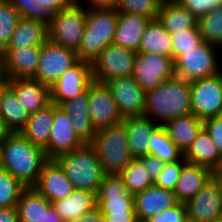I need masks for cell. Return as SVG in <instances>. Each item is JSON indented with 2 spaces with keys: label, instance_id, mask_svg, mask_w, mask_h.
I'll use <instances>...</instances> for the list:
<instances>
[{
  "label": "cell",
  "instance_id": "cell-1",
  "mask_svg": "<svg viewBox=\"0 0 222 222\" xmlns=\"http://www.w3.org/2000/svg\"><path fill=\"white\" fill-rule=\"evenodd\" d=\"M1 168L7 170L25 187H33L44 164L49 160L45 151L31 143L20 132H13L0 145Z\"/></svg>",
  "mask_w": 222,
  "mask_h": 222
},
{
  "label": "cell",
  "instance_id": "cell-2",
  "mask_svg": "<svg viewBox=\"0 0 222 222\" xmlns=\"http://www.w3.org/2000/svg\"><path fill=\"white\" fill-rule=\"evenodd\" d=\"M192 113L190 82L174 76L145 92L144 115L158 125Z\"/></svg>",
  "mask_w": 222,
  "mask_h": 222
},
{
  "label": "cell",
  "instance_id": "cell-3",
  "mask_svg": "<svg viewBox=\"0 0 222 222\" xmlns=\"http://www.w3.org/2000/svg\"><path fill=\"white\" fill-rule=\"evenodd\" d=\"M90 145L106 174H120L134 159L128 146L126 125L123 121L98 129Z\"/></svg>",
  "mask_w": 222,
  "mask_h": 222
},
{
  "label": "cell",
  "instance_id": "cell-4",
  "mask_svg": "<svg viewBox=\"0 0 222 222\" xmlns=\"http://www.w3.org/2000/svg\"><path fill=\"white\" fill-rule=\"evenodd\" d=\"M119 12L115 8L88 9L86 24L77 52L79 59L92 63L114 41Z\"/></svg>",
  "mask_w": 222,
  "mask_h": 222
},
{
  "label": "cell",
  "instance_id": "cell-5",
  "mask_svg": "<svg viewBox=\"0 0 222 222\" xmlns=\"http://www.w3.org/2000/svg\"><path fill=\"white\" fill-rule=\"evenodd\" d=\"M55 160L62 167L74 188L97 193L106 173L90 144H84L80 148L64 153Z\"/></svg>",
  "mask_w": 222,
  "mask_h": 222
},
{
  "label": "cell",
  "instance_id": "cell-6",
  "mask_svg": "<svg viewBox=\"0 0 222 222\" xmlns=\"http://www.w3.org/2000/svg\"><path fill=\"white\" fill-rule=\"evenodd\" d=\"M82 5L84 4L77 0L73 5L53 15L52 22L48 26V39L50 41L78 52L88 10Z\"/></svg>",
  "mask_w": 222,
  "mask_h": 222
},
{
  "label": "cell",
  "instance_id": "cell-7",
  "mask_svg": "<svg viewBox=\"0 0 222 222\" xmlns=\"http://www.w3.org/2000/svg\"><path fill=\"white\" fill-rule=\"evenodd\" d=\"M216 48L202 41L194 49L183 50L173 61L175 76L191 82L220 73L222 68L217 61Z\"/></svg>",
  "mask_w": 222,
  "mask_h": 222
},
{
  "label": "cell",
  "instance_id": "cell-8",
  "mask_svg": "<svg viewBox=\"0 0 222 222\" xmlns=\"http://www.w3.org/2000/svg\"><path fill=\"white\" fill-rule=\"evenodd\" d=\"M137 52L111 43L91 63L93 80L106 83L132 75Z\"/></svg>",
  "mask_w": 222,
  "mask_h": 222
},
{
  "label": "cell",
  "instance_id": "cell-9",
  "mask_svg": "<svg viewBox=\"0 0 222 222\" xmlns=\"http://www.w3.org/2000/svg\"><path fill=\"white\" fill-rule=\"evenodd\" d=\"M192 113L202 121L222 115V71L190 82Z\"/></svg>",
  "mask_w": 222,
  "mask_h": 222
},
{
  "label": "cell",
  "instance_id": "cell-10",
  "mask_svg": "<svg viewBox=\"0 0 222 222\" xmlns=\"http://www.w3.org/2000/svg\"><path fill=\"white\" fill-rule=\"evenodd\" d=\"M77 52L57 45L47 39L41 45L37 72L33 79L52 87V85L79 61Z\"/></svg>",
  "mask_w": 222,
  "mask_h": 222
},
{
  "label": "cell",
  "instance_id": "cell-11",
  "mask_svg": "<svg viewBox=\"0 0 222 222\" xmlns=\"http://www.w3.org/2000/svg\"><path fill=\"white\" fill-rule=\"evenodd\" d=\"M147 92L175 76L173 58L160 54L137 53L131 75Z\"/></svg>",
  "mask_w": 222,
  "mask_h": 222
},
{
  "label": "cell",
  "instance_id": "cell-12",
  "mask_svg": "<svg viewBox=\"0 0 222 222\" xmlns=\"http://www.w3.org/2000/svg\"><path fill=\"white\" fill-rule=\"evenodd\" d=\"M96 197L97 208L102 214L135 213L133 194L119 174H106Z\"/></svg>",
  "mask_w": 222,
  "mask_h": 222
},
{
  "label": "cell",
  "instance_id": "cell-13",
  "mask_svg": "<svg viewBox=\"0 0 222 222\" xmlns=\"http://www.w3.org/2000/svg\"><path fill=\"white\" fill-rule=\"evenodd\" d=\"M91 63L79 60L50 87L51 103L60 106L75 99L93 82Z\"/></svg>",
  "mask_w": 222,
  "mask_h": 222
},
{
  "label": "cell",
  "instance_id": "cell-14",
  "mask_svg": "<svg viewBox=\"0 0 222 222\" xmlns=\"http://www.w3.org/2000/svg\"><path fill=\"white\" fill-rule=\"evenodd\" d=\"M104 84L123 119L144 115L145 91L132 76L115 78Z\"/></svg>",
  "mask_w": 222,
  "mask_h": 222
},
{
  "label": "cell",
  "instance_id": "cell-15",
  "mask_svg": "<svg viewBox=\"0 0 222 222\" xmlns=\"http://www.w3.org/2000/svg\"><path fill=\"white\" fill-rule=\"evenodd\" d=\"M88 110L96 130L121 123V116L108 87L96 81L88 86Z\"/></svg>",
  "mask_w": 222,
  "mask_h": 222
},
{
  "label": "cell",
  "instance_id": "cell-16",
  "mask_svg": "<svg viewBox=\"0 0 222 222\" xmlns=\"http://www.w3.org/2000/svg\"><path fill=\"white\" fill-rule=\"evenodd\" d=\"M84 143L74 131L69 115L58 105L54 104L53 126L47 148L44 150L48 159L71 152L83 146Z\"/></svg>",
  "mask_w": 222,
  "mask_h": 222
},
{
  "label": "cell",
  "instance_id": "cell-17",
  "mask_svg": "<svg viewBox=\"0 0 222 222\" xmlns=\"http://www.w3.org/2000/svg\"><path fill=\"white\" fill-rule=\"evenodd\" d=\"M188 222H211L222 217V199L218 184L212 178L185 203Z\"/></svg>",
  "mask_w": 222,
  "mask_h": 222
},
{
  "label": "cell",
  "instance_id": "cell-18",
  "mask_svg": "<svg viewBox=\"0 0 222 222\" xmlns=\"http://www.w3.org/2000/svg\"><path fill=\"white\" fill-rule=\"evenodd\" d=\"M19 222H64L52 203L34 187H26L16 204Z\"/></svg>",
  "mask_w": 222,
  "mask_h": 222
},
{
  "label": "cell",
  "instance_id": "cell-19",
  "mask_svg": "<svg viewBox=\"0 0 222 222\" xmlns=\"http://www.w3.org/2000/svg\"><path fill=\"white\" fill-rule=\"evenodd\" d=\"M133 199L137 220L141 222H146L151 217L178 203L172 190L154 184L134 194Z\"/></svg>",
  "mask_w": 222,
  "mask_h": 222
},
{
  "label": "cell",
  "instance_id": "cell-20",
  "mask_svg": "<svg viewBox=\"0 0 222 222\" xmlns=\"http://www.w3.org/2000/svg\"><path fill=\"white\" fill-rule=\"evenodd\" d=\"M33 187L51 203L66 198L75 189L55 159H49L44 164Z\"/></svg>",
  "mask_w": 222,
  "mask_h": 222
},
{
  "label": "cell",
  "instance_id": "cell-21",
  "mask_svg": "<svg viewBox=\"0 0 222 222\" xmlns=\"http://www.w3.org/2000/svg\"><path fill=\"white\" fill-rule=\"evenodd\" d=\"M21 106L30 115L51 103L50 87L33 78L9 79Z\"/></svg>",
  "mask_w": 222,
  "mask_h": 222
},
{
  "label": "cell",
  "instance_id": "cell-22",
  "mask_svg": "<svg viewBox=\"0 0 222 222\" xmlns=\"http://www.w3.org/2000/svg\"><path fill=\"white\" fill-rule=\"evenodd\" d=\"M41 54V46L5 49L3 52L7 77L34 78Z\"/></svg>",
  "mask_w": 222,
  "mask_h": 222
},
{
  "label": "cell",
  "instance_id": "cell-23",
  "mask_svg": "<svg viewBox=\"0 0 222 222\" xmlns=\"http://www.w3.org/2000/svg\"><path fill=\"white\" fill-rule=\"evenodd\" d=\"M88 102L87 89L75 99L60 105L69 115L76 135L84 144H90L97 132L90 118Z\"/></svg>",
  "mask_w": 222,
  "mask_h": 222
},
{
  "label": "cell",
  "instance_id": "cell-24",
  "mask_svg": "<svg viewBox=\"0 0 222 222\" xmlns=\"http://www.w3.org/2000/svg\"><path fill=\"white\" fill-rule=\"evenodd\" d=\"M128 146L134 158L150 154L151 134L159 126L148 116L125 118Z\"/></svg>",
  "mask_w": 222,
  "mask_h": 222
},
{
  "label": "cell",
  "instance_id": "cell-25",
  "mask_svg": "<svg viewBox=\"0 0 222 222\" xmlns=\"http://www.w3.org/2000/svg\"><path fill=\"white\" fill-rule=\"evenodd\" d=\"M212 173L206 167L186 162L173 190L176 200L185 204L192 199L212 179Z\"/></svg>",
  "mask_w": 222,
  "mask_h": 222
},
{
  "label": "cell",
  "instance_id": "cell-26",
  "mask_svg": "<svg viewBox=\"0 0 222 222\" xmlns=\"http://www.w3.org/2000/svg\"><path fill=\"white\" fill-rule=\"evenodd\" d=\"M19 12L21 18L40 21L46 26L52 22L53 15L73 5L77 0H5Z\"/></svg>",
  "mask_w": 222,
  "mask_h": 222
},
{
  "label": "cell",
  "instance_id": "cell-27",
  "mask_svg": "<svg viewBox=\"0 0 222 222\" xmlns=\"http://www.w3.org/2000/svg\"><path fill=\"white\" fill-rule=\"evenodd\" d=\"M150 21L142 15L119 12L113 43L137 52L142 34Z\"/></svg>",
  "mask_w": 222,
  "mask_h": 222
},
{
  "label": "cell",
  "instance_id": "cell-28",
  "mask_svg": "<svg viewBox=\"0 0 222 222\" xmlns=\"http://www.w3.org/2000/svg\"><path fill=\"white\" fill-rule=\"evenodd\" d=\"M183 158L186 162L206 167L212 172L222 168V155L204 128L183 153Z\"/></svg>",
  "mask_w": 222,
  "mask_h": 222
},
{
  "label": "cell",
  "instance_id": "cell-29",
  "mask_svg": "<svg viewBox=\"0 0 222 222\" xmlns=\"http://www.w3.org/2000/svg\"><path fill=\"white\" fill-rule=\"evenodd\" d=\"M163 127L169 139L184 153L203 129V121L190 113L166 122Z\"/></svg>",
  "mask_w": 222,
  "mask_h": 222
},
{
  "label": "cell",
  "instance_id": "cell-30",
  "mask_svg": "<svg viewBox=\"0 0 222 222\" xmlns=\"http://www.w3.org/2000/svg\"><path fill=\"white\" fill-rule=\"evenodd\" d=\"M52 206L64 222L75 220L97 207L96 192L75 188L66 198L53 201Z\"/></svg>",
  "mask_w": 222,
  "mask_h": 222
},
{
  "label": "cell",
  "instance_id": "cell-31",
  "mask_svg": "<svg viewBox=\"0 0 222 222\" xmlns=\"http://www.w3.org/2000/svg\"><path fill=\"white\" fill-rule=\"evenodd\" d=\"M53 119L54 103H50L36 113L30 114L20 133L31 143L45 150L48 146Z\"/></svg>",
  "mask_w": 222,
  "mask_h": 222
},
{
  "label": "cell",
  "instance_id": "cell-32",
  "mask_svg": "<svg viewBox=\"0 0 222 222\" xmlns=\"http://www.w3.org/2000/svg\"><path fill=\"white\" fill-rule=\"evenodd\" d=\"M157 19L170 34L198 27V19L176 0H163Z\"/></svg>",
  "mask_w": 222,
  "mask_h": 222
},
{
  "label": "cell",
  "instance_id": "cell-33",
  "mask_svg": "<svg viewBox=\"0 0 222 222\" xmlns=\"http://www.w3.org/2000/svg\"><path fill=\"white\" fill-rule=\"evenodd\" d=\"M48 39V26L33 19L20 18L5 49L41 46Z\"/></svg>",
  "mask_w": 222,
  "mask_h": 222
},
{
  "label": "cell",
  "instance_id": "cell-34",
  "mask_svg": "<svg viewBox=\"0 0 222 222\" xmlns=\"http://www.w3.org/2000/svg\"><path fill=\"white\" fill-rule=\"evenodd\" d=\"M137 53L160 54L172 58L171 34L158 19L151 20L147 25Z\"/></svg>",
  "mask_w": 222,
  "mask_h": 222
},
{
  "label": "cell",
  "instance_id": "cell-35",
  "mask_svg": "<svg viewBox=\"0 0 222 222\" xmlns=\"http://www.w3.org/2000/svg\"><path fill=\"white\" fill-rule=\"evenodd\" d=\"M0 116L15 133L20 132L29 119V114L21 106L15 91L10 86L2 94Z\"/></svg>",
  "mask_w": 222,
  "mask_h": 222
},
{
  "label": "cell",
  "instance_id": "cell-36",
  "mask_svg": "<svg viewBox=\"0 0 222 222\" xmlns=\"http://www.w3.org/2000/svg\"><path fill=\"white\" fill-rule=\"evenodd\" d=\"M150 155L164 163L179 161L183 157V153L169 139L166 130L160 125L151 134Z\"/></svg>",
  "mask_w": 222,
  "mask_h": 222
},
{
  "label": "cell",
  "instance_id": "cell-37",
  "mask_svg": "<svg viewBox=\"0 0 222 222\" xmlns=\"http://www.w3.org/2000/svg\"><path fill=\"white\" fill-rule=\"evenodd\" d=\"M198 28L202 41L222 47V5L198 19Z\"/></svg>",
  "mask_w": 222,
  "mask_h": 222
},
{
  "label": "cell",
  "instance_id": "cell-38",
  "mask_svg": "<svg viewBox=\"0 0 222 222\" xmlns=\"http://www.w3.org/2000/svg\"><path fill=\"white\" fill-rule=\"evenodd\" d=\"M119 175L133 195L154 184L139 158H134Z\"/></svg>",
  "mask_w": 222,
  "mask_h": 222
},
{
  "label": "cell",
  "instance_id": "cell-39",
  "mask_svg": "<svg viewBox=\"0 0 222 222\" xmlns=\"http://www.w3.org/2000/svg\"><path fill=\"white\" fill-rule=\"evenodd\" d=\"M25 188L7 170L0 168V208L16 206Z\"/></svg>",
  "mask_w": 222,
  "mask_h": 222
},
{
  "label": "cell",
  "instance_id": "cell-40",
  "mask_svg": "<svg viewBox=\"0 0 222 222\" xmlns=\"http://www.w3.org/2000/svg\"><path fill=\"white\" fill-rule=\"evenodd\" d=\"M20 18L19 12L11 3L0 0V53L5 51Z\"/></svg>",
  "mask_w": 222,
  "mask_h": 222
},
{
  "label": "cell",
  "instance_id": "cell-41",
  "mask_svg": "<svg viewBox=\"0 0 222 222\" xmlns=\"http://www.w3.org/2000/svg\"><path fill=\"white\" fill-rule=\"evenodd\" d=\"M162 2L163 0H116L114 8L118 12L138 14L155 20Z\"/></svg>",
  "mask_w": 222,
  "mask_h": 222
},
{
  "label": "cell",
  "instance_id": "cell-42",
  "mask_svg": "<svg viewBox=\"0 0 222 222\" xmlns=\"http://www.w3.org/2000/svg\"><path fill=\"white\" fill-rule=\"evenodd\" d=\"M171 39L173 61L183 54V50L194 49L202 42L198 27L172 33Z\"/></svg>",
  "mask_w": 222,
  "mask_h": 222
},
{
  "label": "cell",
  "instance_id": "cell-43",
  "mask_svg": "<svg viewBox=\"0 0 222 222\" xmlns=\"http://www.w3.org/2000/svg\"><path fill=\"white\" fill-rule=\"evenodd\" d=\"M185 163L186 161L183 157L179 161L165 163L162 172L154 181V185L173 191L180 177L182 166Z\"/></svg>",
  "mask_w": 222,
  "mask_h": 222
},
{
  "label": "cell",
  "instance_id": "cell-44",
  "mask_svg": "<svg viewBox=\"0 0 222 222\" xmlns=\"http://www.w3.org/2000/svg\"><path fill=\"white\" fill-rule=\"evenodd\" d=\"M197 19L222 5V0H176Z\"/></svg>",
  "mask_w": 222,
  "mask_h": 222
},
{
  "label": "cell",
  "instance_id": "cell-45",
  "mask_svg": "<svg viewBox=\"0 0 222 222\" xmlns=\"http://www.w3.org/2000/svg\"><path fill=\"white\" fill-rule=\"evenodd\" d=\"M146 222H188L186 206L184 203L178 202L175 206L165 209Z\"/></svg>",
  "mask_w": 222,
  "mask_h": 222
},
{
  "label": "cell",
  "instance_id": "cell-46",
  "mask_svg": "<svg viewBox=\"0 0 222 222\" xmlns=\"http://www.w3.org/2000/svg\"><path fill=\"white\" fill-rule=\"evenodd\" d=\"M203 128L211 137L222 155V115L212 117L203 121Z\"/></svg>",
  "mask_w": 222,
  "mask_h": 222
},
{
  "label": "cell",
  "instance_id": "cell-47",
  "mask_svg": "<svg viewBox=\"0 0 222 222\" xmlns=\"http://www.w3.org/2000/svg\"><path fill=\"white\" fill-rule=\"evenodd\" d=\"M144 165L150 179L154 182L158 175L162 172L165 163L153 155L139 157Z\"/></svg>",
  "mask_w": 222,
  "mask_h": 222
},
{
  "label": "cell",
  "instance_id": "cell-48",
  "mask_svg": "<svg viewBox=\"0 0 222 222\" xmlns=\"http://www.w3.org/2000/svg\"><path fill=\"white\" fill-rule=\"evenodd\" d=\"M104 222H138L136 213L103 214Z\"/></svg>",
  "mask_w": 222,
  "mask_h": 222
},
{
  "label": "cell",
  "instance_id": "cell-49",
  "mask_svg": "<svg viewBox=\"0 0 222 222\" xmlns=\"http://www.w3.org/2000/svg\"><path fill=\"white\" fill-rule=\"evenodd\" d=\"M68 222H104V216L101 211L96 207L94 210L85 213L81 217Z\"/></svg>",
  "mask_w": 222,
  "mask_h": 222
},
{
  "label": "cell",
  "instance_id": "cell-50",
  "mask_svg": "<svg viewBox=\"0 0 222 222\" xmlns=\"http://www.w3.org/2000/svg\"><path fill=\"white\" fill-rule=\"evenodd\" d=\"M0 222H19L16 206L0 208Z\"/></svg>",
  "mask_w": 222,
  "mask_h": 222
},
{
  "label": "cell",
  "instance_id": "cell-51",
  "mask_svg": "<svg viewBox=\"0 0 222 222\" xmlns=\"http://www.w3.org/2000/svg\"><path fill=\"white\" fill-rule=\"evenodd\" d=\"M87 9L114 8L116 0H88ZM89 6V7H88Z\"/></svg>",
  "mask_w": 222,
  "mask_h": 222
},
{
  "label": "cell",
  "instance_id": "cell-52",
  "mask_svg": "<svg viewBox=\"0 0 222 222\" xmlns=\"http://www.w3.org/2000/svg\"><path fill=\"white\" fill-rule=\"evenodd\" d=\"M12 133V130L0 116V144L3 143Z\"/></svg>",
  "mask_w": 222,
  "mask_h": 222
},
{
  "label": "cell",
  "instance_id": "cell-53",
  "mask_svg": "<svg viewBox=\"0 0 222 222\" xmlns=\"http://www.w3.org/2000/svg\"><path fill=\"white\" fill-rule=\"evenodd\" d=\"M2 82H9V78L6 73L4 55L0 53V84Z\"/></svg>",
  "mask_w": 222,
  "mask_h": 222
},
{
  "label": "cell",
  "instance_id": "cell-54",
  "mask_svg": "<svg viewBox=\"0 0 222 222\" xmlns=\"http://www.w3.org/2000/svg\"><path fill=\"white\" fill-rule=\"evenodd\" d=\"M212 178L218 184L220 195L222 199V168L220 170H216L212 173Z\"/></svg>",
  "mask_w": 222,
  "mask_h": 222
},
{
  "label": "cell",
  "instance_id": "cell-55",
  "mask_svg": "<svg viewBox=\"0 0 222 222\" xmlns=\"http://www.w3.org/2000/svg\"><path fill=\"white\" fill-rule=\"evenodd\" d=\"M9 86V82H2L0 84V101L4 90Z\"/></svg>",
  "mask_w": 222,
  "mask_h": 222
},
{
  "label": "cell",
  "instance_id": "cell-56",
  "mask_svg": "<svg viewBox=\"0 0 222 222\" xmlns=\"http://www.w3.org/2000/svg\"><path fill=\"white\" fill-rule=\"evenodd\" d=\"M211 222H222V217H221V218H218V219H215V220H213V221H211Z\"/></svg>",
  "mask_w": 222,
  "mask_h": 222
}]
</instances>
